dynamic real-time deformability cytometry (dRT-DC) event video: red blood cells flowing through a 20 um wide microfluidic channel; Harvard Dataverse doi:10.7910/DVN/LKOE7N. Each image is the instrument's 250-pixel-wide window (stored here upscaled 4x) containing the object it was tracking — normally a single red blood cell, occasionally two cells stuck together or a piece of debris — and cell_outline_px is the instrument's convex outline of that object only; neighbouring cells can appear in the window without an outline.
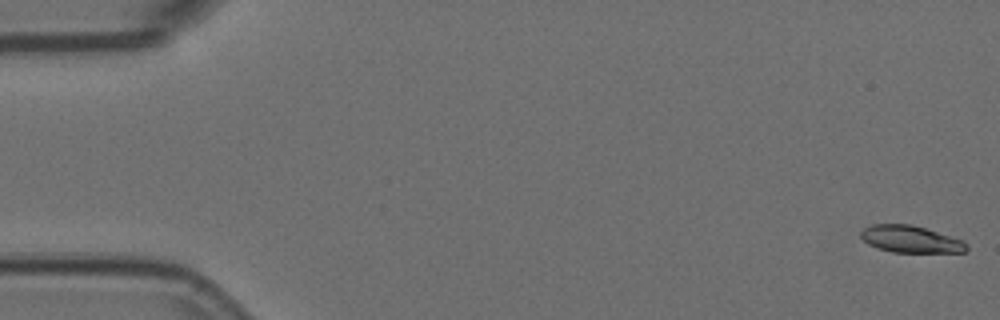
{"species": "Egyptian fruit bat (a non-hibernating species)", "species_latin": "Rousettus aegyptiacus", "temperature_condition": "room temperature", "stored_images_in_passage": 3, "segment_of_instrument_passage": [2, 2], "camera_frame_rate_fps": 3000, "um_per_image_px": 0.085, "animal": {"sex": "female"}, "frame": {"image": 1, "passage_image": 3, "time_ms": 0.667, "image_size_px": [1000, 320], "cell_outline_px": [[968, 248], [964, 252], [892, 252], [876, 248], [868, 244], [860, 236], [860, 232], [864, 228], [872, 224], [912, 224], [964, 240], [968, 244]], "centroid_in_image_um": [77.4, 20.33], "position_along_channel_um": 7.6, "area_um2": 16.7}}